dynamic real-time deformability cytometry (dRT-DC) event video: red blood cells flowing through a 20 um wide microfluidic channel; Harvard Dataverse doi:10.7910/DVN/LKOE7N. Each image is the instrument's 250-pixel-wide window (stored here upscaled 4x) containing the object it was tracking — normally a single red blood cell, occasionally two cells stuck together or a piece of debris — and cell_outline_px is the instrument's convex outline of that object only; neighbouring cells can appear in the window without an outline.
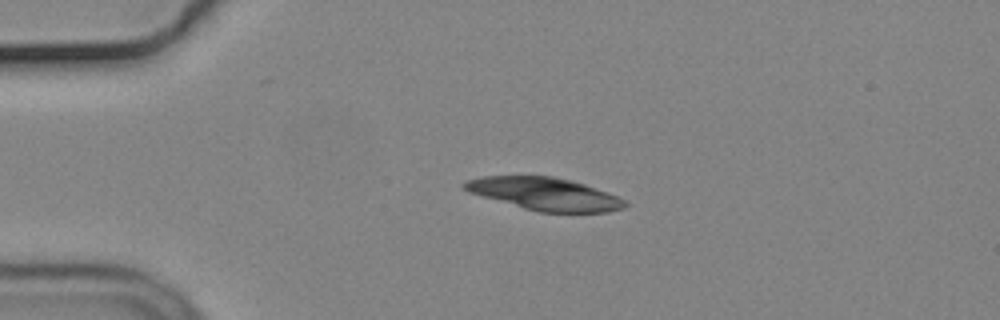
{"species": "common noctule bat (a hibernating species)", "species_latin": "Nyctalus noctula", "temperature_condition": "cold", "stored_images_in_passage": 44, "camera_frame_rate_fps": 3000, "um_per_image_px": 0.085, "animal": {"sex": "male", "body_mass_g": 19.2, "forearm_length_mm": 51.8}, "frame": {"image": 1, "passage_image": 1, "time_ms": 0.0, "image_size_px": [1000, 320], "cell_outline_px": [[628, 204], [624, 208], [608, 212], [540, 212], [524, 208], [468, 192], [460, 184], [468, 180], [484, 176], [552, 176], [584, 184], [620, 196], [628, 200]], "centroid_in_image_um": [46.35, 16.48], "position_along_channel_um": 38.6, "area_um2": 30.4}, "authors_computed_cell_mechanics": {"area_um2": 17.9469, "velocity_mm_per_s": 3.6887, "shape_relaxation_time_tau1_ms": 0.0864, "shape_relaxation_time_tau2_ms": 3.6818, "deformation_change_tau1": 0.2348, "deformation_change_tau2": 0.083}}